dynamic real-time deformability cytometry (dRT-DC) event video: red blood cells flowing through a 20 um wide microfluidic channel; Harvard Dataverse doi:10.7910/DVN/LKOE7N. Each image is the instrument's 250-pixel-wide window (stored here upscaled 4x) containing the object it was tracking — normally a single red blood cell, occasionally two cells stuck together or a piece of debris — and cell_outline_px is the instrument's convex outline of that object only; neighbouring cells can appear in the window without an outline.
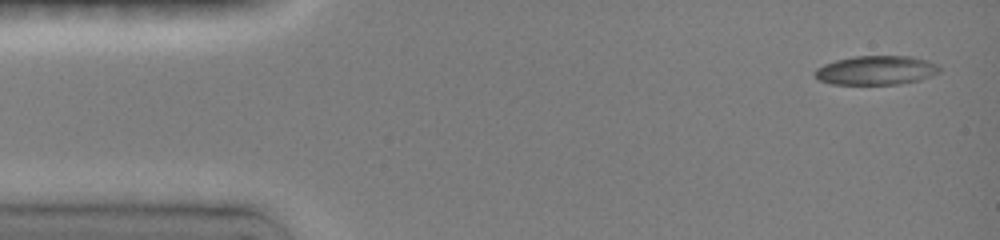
{"species": "common noctule bat (a hibernating species)", "species_latin": "Nyctalus noctula", "temperature_condition": "room temperature", "stored_images_in_passage": 9, "camera_frame_rate_fps": 3000, "um_per_image_px": 0.085, "animal": {"sex": "female", "body_mass_g": 19.0, "forearm_length_mm": 51.5}, "frame": {"image": 1, "passage_image": 1, "time_ms": 0.0, "image_size_px": [1000, 240], "cell_outline_px": [[940, 72], [920, 80], [900, 84], [832, 84], [820, 80], [812, 72], [816, 68], [824, 64], [836, 60], [856, 56], [912, 56], [928, 60], [940, 64]], "centroid_in_image_um": [74.51, 5.97], "position_along_channel_um": 10.5, "area_um2": 21.27}}
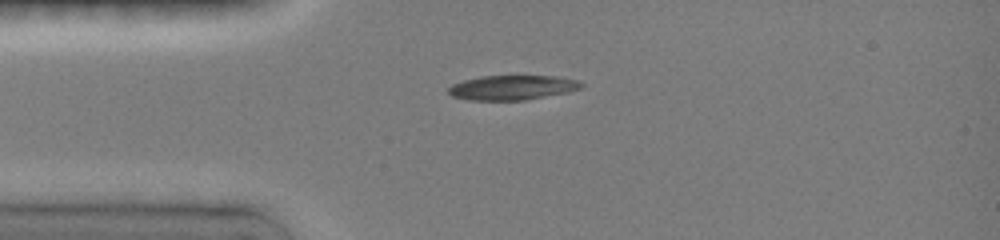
{"frame": {"image": 2, "passage_image": 6, "time_ms": 3.0, "image_size_px": [1000, 240], "cell_outline_px": [[584, 84], [580, 88], [568, 92], [524, 100], [468, 100], [452, 96], [448, 92], [448, 88], [452, 84], [464, 80], [484, 76], [552, 76], [576, 80]], "centroid_in_image_um": [43.51, 7.45], "position_along_channel_um": 41.5, "area_um2": 18.84}}